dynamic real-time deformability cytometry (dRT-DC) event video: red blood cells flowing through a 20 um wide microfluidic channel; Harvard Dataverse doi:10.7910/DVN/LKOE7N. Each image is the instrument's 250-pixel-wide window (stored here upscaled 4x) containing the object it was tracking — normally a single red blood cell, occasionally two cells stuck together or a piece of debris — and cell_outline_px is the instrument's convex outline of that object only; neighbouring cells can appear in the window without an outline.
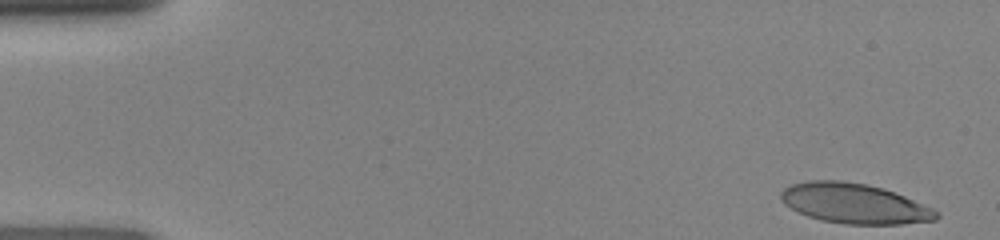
{"species": "human", "species_latin": "Homo sapiens", "temperature_condition": "room temperature", "stored_images_in_passage": 40, "camera_frame_rate_fps": 3000, "um_per_image_px": 0.085, "donor": {"sex": "female"}, "frame": {"image": 1, "passage_image": 1, "time_ms": 0.0, "image_size_px": [1000, 240], "cell_outline_px": [[940, 216], [936, 220], [900, 224], [844, 224], [820, 220], [808, 216], [784, 204], [780, 200], [780, 192], [784, 188], [792, 184], [808, 180], [840, 180], [868, 184], [884, 188], [904, 196], [932, 208], [940, 212]], "centroid_in_image_um": [72.61, 17.29], "position_along_channel_um": 12.4, "area_um2": 36.36}}
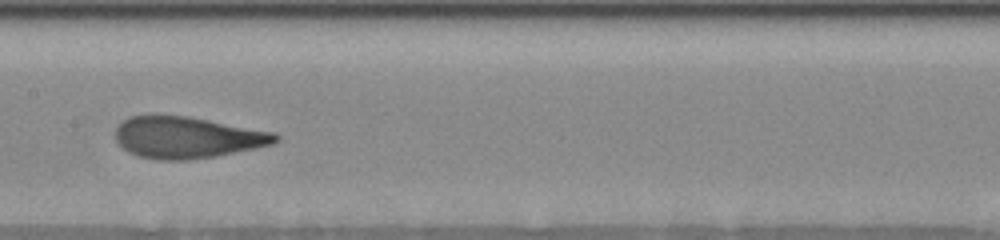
{"frame": {"image": 2, "passage_image": 23, "time_ms": 7.333, "image_size_px": [1000, 240], "cell_outline_px": [[280, 140], [272, 144], [256, 148], [216, 156], [188, 160], [160, 160], [140, 156], [128, 152], [116, 140], [116, 128], [128, 116], [152, 112], [188, 116], [276, 132], [280, 136]], "centroid_in_image_um": [15.9, 11.64], "position_along_channel_um": 191.5, "area_um2": 39.48}}
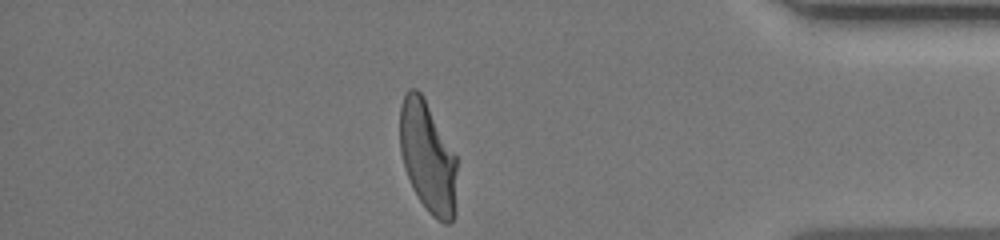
{"frame": {"image": 3, "passage_image": 40, "time_ms": 13.0, "image_size_px": [1000, 240], "cell_outline_px": [[456, 212], [452, 220], [448, 224], [444, 224], [436, 220], [428, 212], [412, 188], [404, 168], [400, 152], [400, 108], [404, 96], [408, 88], [416, 88], [420, 92], [456, 156]], "centroid_in_image_um": [36.35, 13.41], "position_along_channel_um": 398.8, "area_um2": 36.93}}